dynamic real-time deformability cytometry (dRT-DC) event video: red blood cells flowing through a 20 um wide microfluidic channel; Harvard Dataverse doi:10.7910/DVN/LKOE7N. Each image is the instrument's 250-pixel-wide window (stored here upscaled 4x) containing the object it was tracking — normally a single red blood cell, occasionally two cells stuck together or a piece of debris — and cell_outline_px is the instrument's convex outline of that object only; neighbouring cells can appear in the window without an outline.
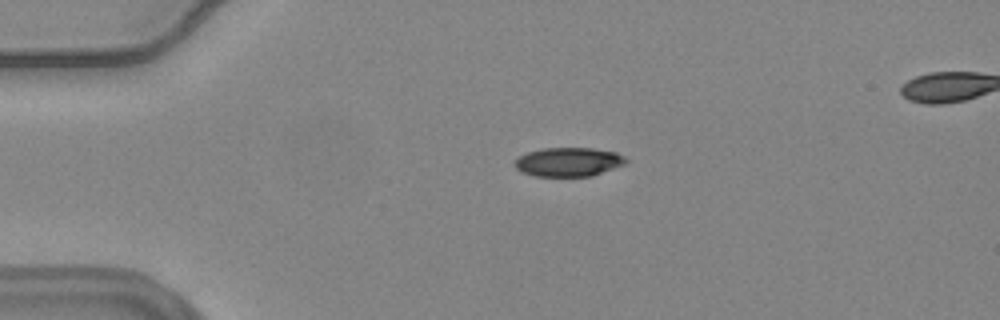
{"species": "common noctule bat (a hibernating species)", "species_latin": "Nyctalus noctula", "temperature_condition": "warm", "stored_images_in_passage": 47, "segment_of_instrument_passage": [1, 2], "camera_frame_rate_fps": 3000, "um_per_image_px": 0.085, "animal": {"sex": "female", "body_mass_g": 24.6, "forearm_length_mm": 56.2}, "frame": {"image": 1, "passage_image": 3, "time_ms": 0.667, "image_size_px": [1000, 320], "cell_outline_px": [[628, 164], [592, 176], [532, 176], [520, 172], [512, 164], [520, 156], [528, 152], [544, 148], [592, 148], [616, 152], [624, 156], [628, 160]], "centroid_in_image_um": [48.35, 13.77], "position_along_channel_um": 36.7, "area_um2": 19.02}}
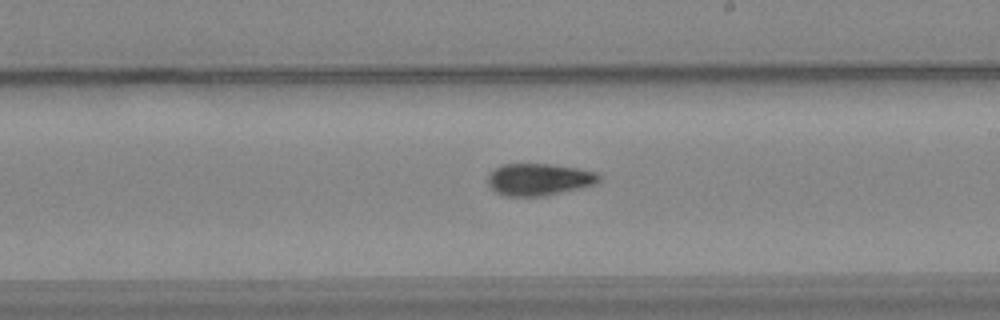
{"frame": {"image": 2, "passage_image": 23, "time_ms": 7.333, "image_size_px": [1000, 320], "cell_outline_px": [[604, 176], [596, 184], [544, 196], [508, 196], [496, 192], [488, 184], [488, 176], [500, 164], [552, 164], [576, 168], [596, 172]], "centroid_in_image_um": [45.85, 15.24], "position_along_channel_um": 243.2, "area_um2": 20.69}}
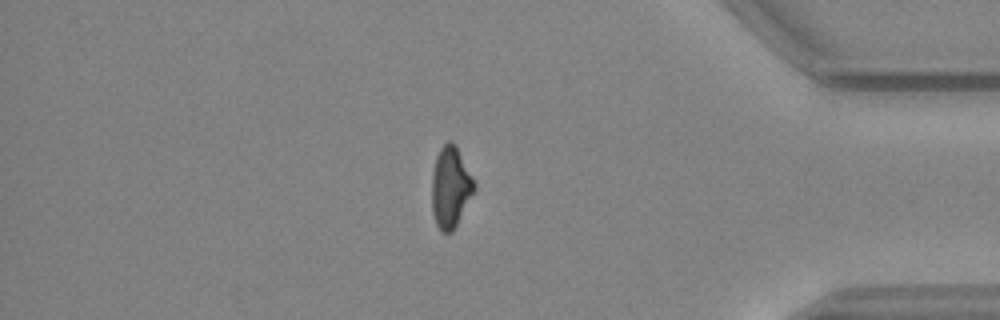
{"frame": {"image": 3, "passage_image": 38, "time_ms": 12.333, "image_size_px": [1000, 320], "cell_outline_px": [[476, 188], [452, 232], [440, 232], [436, 224], [432, 212], [432, 172], [436, 156], [440, 148], [448, 140], [452, 140], [456, 144], [476, 184]], "centroid_in_image_um": [38.28, 15.89], "position_along_channel_um": 396.9, "area_um2": 20.11}}